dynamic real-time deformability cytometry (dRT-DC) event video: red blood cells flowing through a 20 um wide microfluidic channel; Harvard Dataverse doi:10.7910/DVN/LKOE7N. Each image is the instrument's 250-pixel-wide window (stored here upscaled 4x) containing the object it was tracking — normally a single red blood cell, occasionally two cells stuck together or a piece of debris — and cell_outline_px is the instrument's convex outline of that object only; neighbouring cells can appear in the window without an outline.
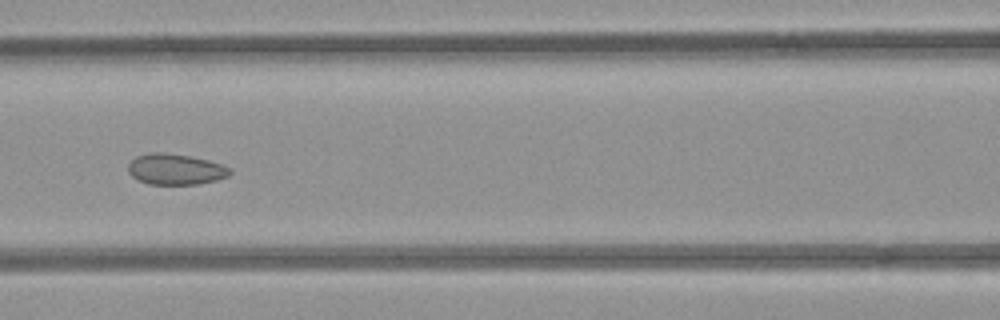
{"species": "common noctule bat (a hibernating species)", "species_latin": "Nyctalus noctula", "temperature_condition": "room temperature", "stored_images_in_passage": 7, "camera_frame_rate_fps": 3000, "um_per_image_px": 0.085, "animal": {"sex": "female", "body_mass_g": 21.9}, "frame": {"image": 1, "passage_image": 7, "time_ms": 7.667, "image_size_px": [1000, 320], "cell_outline_px": [[232, 172], [228, 176], [216, 180], [200, 184], [148, 184], [132, 176], [128, 172], [128, 164], [136, 156], [152, 152], [164, 152], [192, 156], [208, 160], [232, 168]], "centroid_in_image_um": [14.93, 14.38], "position_along_channel_um": 151.7, "area_um2": 18.38}}